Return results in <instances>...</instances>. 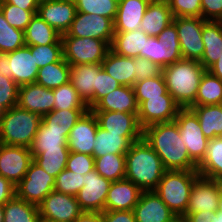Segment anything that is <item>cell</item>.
I'll use <instances>...</instances> for the list:
<instances>
[{"instance_id":"cell-42","label":"cell","mask_w":222,"mask_h":222,"mask_svg":"<svg viewBox=\"0 0 222 222\" xmlns=\"http://www.w3.org/2000/svg\"><path fill=\"white\" fill-rule=\"evenodd\" d=\"M70 150H45L39 155H33V160L40 165L49 175L56 178V176L66 169Z\"/></svg>"},{"instance_id":"cell-34","label":"cell","mask_w":222,"mask_h":222,"mask_svg":"<svg viewBox=\"0 0 222 222\" xmlns=\"http://www.w3.org/2000/svg\"><path fill=\"white\" fill-rule=\"evenodd\" d=\"M200 176L222 181V136L209 139L207 152L197 166Z\"/></svg>"},{"instance_id":"cell-48","label":"cell","mask_w":222,"mask_h":222,"mask_svg":"<svg viewBox=\"0 0 222 222\" xmlns=\"http://www.w3.org/2000/svg\"><path fill=\"white\" fill-rule=\"evenodd\" d=\"M31 54L34 55L38 68H41L50 63L59 62L63 58L62 44L31 46Z\"/></svg>"},{"instance_id":"cell-38","label":"cell","mask_w":222,"mask_h":222,"mask_svg":"<svg viewBox=\"0 0 222 222\" xmlns=\"http://www.w3.org/2000/svg\"><path fill=\"white\" fill-rule=\"evenodd\" d=\"M222 104V80L206 70L200 80L195 102L192 105Z\"/></svg>"},{"instance_id":"cell-63","label":"cell","mask_w":222,"mask_h":222,"mask_svg":"<svg viewBox=\"0 0 222 222\" xmlns=\"http://www.w3.org/2000/svg\"><path fill=\"white\" fill-rule=\"evenodd\" d=\"M217 212L222 213V188H221V191H220Z\"/></svg>"},{"instance_id":"cell-17","label":"cell","mask_w":222,"mask_h":222,"mask_svg":"<svg viewBox=\"0 0 222 222\" xmlns=\"http://www.w3.org/2000/svg\"><path fill=\"white\" fill-rule=\"evenodd\" d=\"M180 109L171 95L149 98L138 106V121L142 129L157 123L172 122Z\"/></svg>"},{"instance_id":"cell-54","label":"cell","mask_w":222,"mask_h":222,"mask_svg":"<svg viewBox=\"0 0 222 222\" xmlns=\"http://www.w3.org/2000/svg\"><path fill=\"white\" fill-rule=\"evenodd\" d=\"M204 20L222 21V0H201Z\"/></svg>"},{"instance_id":"cell-23","label":"cell","mask_w":222,"mask_h":222,"mask_svg":"<svg viewBox=\"0 0 222 222\" xmlns=\"http://www.w3.org/2000/svg\"><path fill=\"white\" fill-rule=\"evenodd\" d=\"M103 69L102 64H77L70 69L69 82L79 96L91 109L94 106V92L97 90V75Z\"/></svg>"},{"instance_id":"cell-56","label":"cell","mask_w":222,"mask_h":222,"mask_svg":"<svg viewBox=\"0 0 222 222\" xmlns=\"http://www.w3.org/2000/svg\"><path fill=\"white\" fill-rule=\"evenodd\" d=\"M16 195L15 185L0 175V205H4Z\"/></svg>"},{"instance_id":"cell-18","label":"cell","mask_w":222,"mask_h":222,"mask_svg":"<svg viewBox=\"0 0 222 222\" xmlns=\"http://www.w3.org/2000/svg\"><path fill=\"white\" fill-rule=\"evenodd\" d=\"M76 12L74 0H41L37 15L62 35L70 29Z\"/></svg>"},{"instance_id":"cell-13","label":"cell","mask_w":222,"mask_h":222,"mask_svg":"<svg viewBox=\"0 0 222 222\" xmlns=\"http://www.w3.org/2000/svg\"><path fill=\"white\" fill-rule=\"evenodd\" d=\"M38 208L42 219L54 222H73L83 212L76 196L56 190L49 193Z\"/></svg>"},{"instance_id":"cell-50","label":"cell","mask_w":222,"mask_h":222,"mask_svg":"<svg viewBox=\"0 0 222 222\" xmlns=\"http://www.w3.org/2000/svg\"><path fill=\"white\" fill-rule=\"evenodd\" d=\"M66 169L77 174L85 175L95 169L94 157L84 153L70 152Z\"/></svg>"},{"instance_id":"cell-46","label":"cell","mask_w":222,"mask_h":222,"mask_svg":"<svg viewBox=\"0 0 222 222\" xmlns=\"http://www.w3.org/2000/svg\"><path fill=\"white\" fill-rule=\"evenodd\" d=\"M0 10L4 14L7 23L20 30H25L38 10H23L12 4L0 0Z\"/></svg>"},{"instance_id":"cell-2","label":"cell","mask_w":222,"mask_h":222,"mask_svg":"<svg viewBox=\"0 0 222 222\" xmlns=\"http://www.w3.org/2000/svg\"><path fill=\"white\" fill-rule=\"evenodd\" d=\"M166 171L160 157L144 138L133 142L125 154V178L142 191H154Z\"/></svg>"},{"instance_id":"cell-45","label":"cell","mask_w":222,"mask_h":222,"mask_svg":"<svg viewBox=\"0 0 222 222\" xmlns=\"http://www.w3.org/2000/svg\"><path fill=\"white\" fill-rule=\"evenodd\" d=\"M119 0H74L77 12L110 18L116 17Z\"/></svg>"},{"instance_id":"cell-1","label":"cell","mask_w":222,"mask_h":222,"mask_svg":"<svg viewBox=\"0 0 222 222\" xmlns=\"http://www.w3.org/2000/svg\"><path fill=\"white\" fill-rule=\"evenodd\" d=\"M143 138L160 157L166 170H197L179 134L175 121L143 129Z\"/></svg>"},{"instance_id":"cell-30","label":"cell","mask_w":222,"mask_h":222,"mask_svg":"<svg viewBox=\"0 0 222 222\" xmlns=\"http://www.w3.org/2000/svg\"><path fill=\"white\" fill-rule=\"evenodd\" d=\"M204 52L199 62L207 70L222 55V21L206 20L203 23Z\"/></svg>"},{"instance_id":"cell-19","label":"cell","mask_w":222,"mask_h":222,"mask_svg":"<svg viewBox=\"0 0 222 222\" xmlns=\"http://www.w3.org/2000/svg\"><path fill=\"white\" fill-rule=\"evenodd\" d=\"M98 121L91 109L85 112L70 130L67 146L70 152L93 154Z\"/></svg>"},{"instance_id":"cell-36","label":"cell","mask_w":222,"mask_h":222,"mask_svg":"<svg viewBox=\"0 0 222 222\" xmlns=\"http://www.w3.org/2000/svg\"><path fill=\"white\" fill-rule=\"evenodd\" d=\"M4 222H40L39 208L16 195L3 205Z\"/></svg>"},{"instance_id":"cell-6","label":"cell","mask_w":222,"mask_h":222,"mask_svg":"<svg viewBox=\"0 0 222 222\" xmlns=\"http://www.w3.org/2000/svg\"><path fill=\"white\" fill-rule=\"evenodd\" d=\"M63 58L70 65L101 64L110 45L103 40L80 37H61Z\"/></svg>"},{"instance_id":"cell-15","label":"cell","mask_w":222,"mask_h":222,"mask_svg":"<svg viewBox=\"0 0 222 222\" xmlns=\"http://www.w3.org/2000/svg\"><path fill=\"white\" fill-rule=\"evenodd\" d=\"M222 181L198 176L192 186L188 207L182 217L201 211L217 212Z\"/></svg>"},{"instance_id":"cell-14","label":"cell","mask_w":222,"mask_h":222,"mask_svg":"<svg viewBox=\"0 0 222 222\" xmlns=\"http://www.w3.org/2000/svg\"><path fill=\"white\" fill-rule=\"evenodd\" d=\"M84 186L76 195L77 202L83 212L105 211V202L111 181L102 177L96 170L84 175Z\"/></svg>"},{"instance_id":"cell-43","label":"cell","mask_w":222,"mask_h":222,"mask_svg":"<svg viewBox=\"0 0 222 222\" xmlns=\"http://www.w3.org/2000/svg\"><path fill=\"white\" fill-rule=\"evenodd\" d=\"M52 90L54 94L53 110L89 109L70 82Z\"/></svg>"},{"instance_id":"cell-21","label":"cell","mask_w":222,"mask_h":222,"mask_svg":"<svg viewBox=\"0 0 222 222\" xmlns=\"http://www.w3.org/2000/svg\"><path fill=\"white\" fill-rule=\"evenodd\" d=\"M17 105L20 108L44 116L53 111V90L45 88L36 82L19 86Z\"/></svg>"},{"instance_id":"cell-35","label":"cell","mask_w":222,"mask_h":222,"mask_svg":"<svg viewBox=\"0 0 222 222\" xmlns=\"http://www.w3.org/2000/svg\"><path fill=\"white\" fill-rule=\"evenodd\" d=\"M70 131L49 130L42 122L30 147L32 155H39L45 150L68 149L67 140Z\"/></svg>"},{"instance_id":"cell-65","label":"cell","mask_w":222,"mask_h":222,"mask_svg":"<svg viewBox=\"0 0 222 222\" xmlns=\"http://www.w3.org/2000/svg\"><path fill=\"white\" fill-rule=\"evenodd\" d=\"M171 222H185L184 217H176Z\"/></svg>"},{"instance_id":"cell-7","label":"cell","mask_w":222,"mask_h":222,"mask_svg":"<svg viewBox=\"0 0 222 222\" xmlns=\"http://www.w3.org/2000/svg\"><path fill=\"white\" fill-rule=\"evenodd\" d=\"M38 70L31 46L0 52V74L12 78L18 86L35 83Z\"/></svg>"},{"instance_id":"cell-4","label":"cell","mask_w":222,"mask_h":222,"mask_svg":"<svg viewBox=\"0 0 222 222\" xmlns=\"http://www.w3.org/2000/svg\"><path fill=\"white\" fill-rule=\"evenodd\" d=\"M41 122L39 114L13 106L0 117V143L30 148Z\"/></svg>"},{"instance_id":"cell-66","label":"cell","mask_w":222,"mask_h":222,"mask_svg":"<svg viewBox=\"0 0 222 222\" xmlns=\"http://www.w3.org/2000/svg\"><path fill=\"white\" fill-rule=\"evenodd\" d=\"M40 222H54V221L45 220V219H42V218H41V221H40Z\"/></svg>"},{"instance_id":"cell-3","label":"cell","mask_w":222,"mask_h":222,"mask_svg":"<svg viewBox=\"0 0 222 222\" xmlns=\"http://www.w3.org/2000/svg\"><path fill=\"white\" fill-rule=\"evenodd\" d=\"M204 66L197 60L181 59L162 68L168 93L181 108H189L196 99Z\"/></svg>"},{"instance_id":"cell-33","label":"cell","mask_w":222,"mask_h":222,"mask_svg":"<svg viewBox=\"0 0 222 222\" xmlns=\"http://www.w3.org/2000/svg\"><path fill=\"white\" fill-rule=\"evenodd\" d=\"M26 46L62 44L61 35L37 14L24 30Z\"/></svg>"},{"instance_id":"cell-12","label":"cell","mask_w":222,"mask_h":222,"mask_svg":"<svg viewBox=\"0 0 222 222\" xmlns=\"http://www.w3.org/2000/svg\"><path fill=\"white\" fill-rule=\"evenodd\" d=\"M205 21L200 17H175L173 19L183 59L199 61L202 58L204 52L202 29Z\"/></svg>"},{"instance_id":"cell-44","label":"cell","mask_w":222,"mask_h":222,"mask_svg":"<svg viewBox=\"0 0 222 222\" xmlns=\"http://www.w3.org/2000/svg\"><path fill=\"white\" fill-rule=\"evenodd\" d=\"M24 46V31L10 26L0 10V52L8 53Z\"/></svg>"},{"instance_id":"cell-32","label":"cell","mask_w":222,"mask_h":222,"mask_svg":"<svg viewBox=\"0 0 222 222\" xmlns=\"http://www.w3.org/2000/svg\"><path fill=\"white\" fill-rule=\"evenodd\" d=\"M189 108L198 117L200 128L207 139L222 136V104L191 105Z\"/></svg>"},{"instance_id":"cell-26","label":"cell","mask_w":222,"mask_h":222,"mask_svg":"<svg viewBox=\"0 0 222 222\" xmlns=\"http://www.w3.org/2000/svg\"><path fill=\"white\" fill-rule=\"evenodd\" d=\"M173 19L167 0H151L141 21L140 30L149 36L157 37Z\"/></svg>"},{"instance_id":"cell-11","label":"cell","mask_w":222,"mask_h":222,"mask_svg":"<svg viewBox=\"0 0 222 222\" xmlns=\"http://www.w3.org/2000/svg\"><path fill=\"white\" fill-rule=\"evenodd\" d=\"M61 37L100 39L111 46L114 37V22L104 16L76 12L70 29Z\"/></svg>"},{"instance_id":"cell-49","label":"cell","mask_w":222,"mask_h":222,"mask_svg":"<svg viewBox=\"0 0 222 222\" xmlns=\"http://www.w3.org/2000/svg\"><path fill=\"white\" fill-rule=\"evenodd\" d=\"M169 8L175 17L202 18L201 0H167Z\"/></svg>"},{"instance_id":"cell-16","label":"cell","mask_w":222,"mask_h":222,"mask_svg":"<svg viewBox=\"0 0 222 222\" xmlns=\"http://www.w3.org/2000/svg\"><path fill=\"white\" fill-rule=\"evenodd\" d=\"M32 161L30 148L0 143V175L15 186L23 179Z\"/></svg>"},{"instance_id":"cell-10","label":"cell","mask_w":222,"mask_h":222,"mask_svg":"<svg viewBox=\"0 0 222 222\" xmlns=\"http://www.w3.org/2000/svg\"><path fill=\"white\" fill-rule=\"evenodd\" d=\"M54 187L55 178L33 160L23 179L15 186V191L19 199L38 206Z\"/></svg>"},{"instance_id":"cell-22","label":"cell","mask_w":222,"mask_h":222,"mask_svg":"<svg viewBox=\"0 0 222 222\" xmlns=\"http://www.w3.org/2000/svg\"><path fill=\"white\" fill-rule=\"evenodd\" d=\"M133 212L136 222H171L177 217L155 191H142Z\"/></svg>"},{"instance_id":"cell-55","label":"cell","mask_w":222,"mask_h":222,"mask_svg":"<svg viewBox=\"0 0 222 222\" xmlns=\"http://www.w3.org/2000/svg\"><path fill=\"white\" fill-rule=\"evenodd\" d=\"M103 222H136L133 210H105Z\"/></svg>"},{"instance_id":"cell-53","label":"cell","mask_w":222,"mask_h":222,"mask_svg":"<svg viewBox=\"0 0 222 222\" xmlns=\"http://www.w3.org/2000/svg\"><path fill=\"white\" fill-rule=\"evenodd\" d=\"M19 86L4 85L0 87V107L6 111L18 103Z\"/></svg>"},{"instance_id":"cell-24","label":"cell","mask_w":222,"mask_h":222,"mask_svg":"<svg viewBox=\"0 0 222 222\" xmlns=\"http://www.w3.org/2000/svg\"><path fill=\"white\" fill-rule=\"evenodd\" d=\"M142 190L124 178L111 183L107 193L105 210H133Z\"/></svg>"},{"instance_id":"cell-67","label":"cell","mask_w":222,"mask_h":222,"mask_svg":"<svg viewBox=\"0 0 222 222\" xmlns=\"http://www.w3.org/2000/svg\"><path fill=\"white\" fill-rule=\"evenodd\" d=\"M4 110L0 107V117L2 116Z\"/></svg>"},{"instance_id":"cell-47","label":"cell","mask_w":222,"mask_h":222,"mask_svg":"<svg viewBox=\"0 0 222 222\" xmlns=\"http://www.w3.org/2000/svg\"><path fill=\"white\" fill-rule=\"evenodd\" d=\"M83 182L84 175L64 169L55 178L54 190L67 195L76 196L84 186Z\"/></svg>"},{"instance_id":"cell-40","label":"cell","mask_w":222,"mask_h":222,"mask_svg":"<svg viewBox=\"0 0 222 222\" xmlns=\"http://www.w3.org/2000/svg\"><path fill=\"white\" fill-rule=\"evenodd\" d=\"M95 170L111 182L125 178V154L108 153L94 158Z\"/></svg>"},{"instance_id":"cell-61","label":"cell","mask_w":222,"mask_h":222,"mask_svg":"<svg viewBox=\"0 0 222 222\" xmlns=\"http://www.w3.org/2000/svg\"><path fill=\"white\" fill-rule=\"evenodd\" d=\"M4 85H17L12 78L0 74V87Z\"/></svg>"},{"instance_id":"cell-25","label":"cell","mask_w":222,"mask_h":222,"mask_svg":"<svg viewBox=\"0 0 222 222\" xmlns=\"http://www.w3.org/2000/svg\"><path fill=\"white\" fill-rule=\"evenodd\" d=\"M151 0H119L114 32L139 30L141 21Z\"/></svg>"},{"instance_id":"cell-9","label":"cell","mask_w":222,"mask_h":222,"mask_svg":"<svg viewBox=\"0 0 222 222\" xmlns=\"http://www.w3.org/2000/svg\"><path fill=\"white\" fill-rule=\"evenodd\" d=\"M174 121L191 160L198 166L206 155L209 140L200 128L198 117L190 108H181Z\"/></svg>"},{"instance_id":"cell-57","label":"cell","mask_w":222,"mask_h":222,"mask_svg":"<svg viewBox=\"0 0 222 222\" xmlns=\"http://www.w3.org/2000/svg\"><path fill=\"white\" fill-rule=\"evenodd\" d=\"M23 10H38L40 0H3Z\"/></svg>"},{"instance_id":"cell-5","label":"cell","mask_w":222,"mask_h":222,"mask_svg":"<svg viewBox=\"0 0 222 222\" xmlns=\"http://www.w3.org/2000/svg\"><path fill=\"white\" fill-rule=\"evenodd\" d=\"M198 176L197 170H167L154 191L177 217H182Z\"/></svg>"},{"instance_id":"cell-62","label":"cell","mask_w":222,"mask_h":222,"mask_svg":"<svg viewBox=\"0 0 222 222\" xmlns=\"http://www.w3.org/2000/svg\"><path fill=\"white\" fill-rule=\"evenodd\" d=\"M211 222H222V213L221 212L214 213L211 218Z\"/></svg>"},{"instance_id":"cell-20","label":"cell","mask_w":222,"mask_h":222,"mask_svg":"<svg viewBox=\"0 0 222 222\" xmlns=\"http://www.w3.org/2000/svg\"><path fill=\"white\" fill-rule=\"evenodd\" d=\"M98 125L110 133L121 136H143L138 114L117 111H93Z\"/></svg>"},{"instance_id":"cell-58","label":"cell","mask_w":222,"mask_h":222,"mask_svg":"<svg viewBox=\"0 0 222 222\" xmlns=\"http://www.w3.org/2000/svg\"><path fill=\"white\" fill-rule=\"evenodd\" d=\"M215 212L201 211L198 213H191L184 217L185 222H211V218Z\"/></svg>"},{"instance_id":"cell-31","label":"cell","mask_w":222,"mask_h":222,"mask_svg":"<svg viewBox=\"0 0 222 222\" xmlns=\"http://www.w3.org/2000/svg\"><path fill=\"white\" fill-rule=\"evenodd\" d=\"M149 35L142 30L114 32L111 50L124 57L144 58V46Z\"/></svg>"},{"instance_id":"cell-52","label":"cell","mask_w":222,"mask_h":222,"mask_svg":"<svg viewBox=\"0 0 222 222\" xmlns=\"http://www.w3.org/2000/svg\"><path fill=\"white\" fill-rule=\"evenodd\" d=\"M121 84L108 75L103 69L97 75V90L94 92V105L105 95L112 92Z\"/></svg>"},{"instance_id":"cell-59","label":"cell","mask_w":222,"mask_h":222,"mask_svg":"<svg viewBox=\"0 0 222 222\" xmlns=\"http://www.w3.org/2000/svg\"><path fill=\"white\" fill-rule=\"evenodd\" d=\"M73 222H103L102 213L82 212Z\"/></svg>"},{"instance_id":"cell-39","label":"cell","mask_w":222,"mask_h":222,"mask_svg":"<svg viewBox=\"0 0 222 222\" xmlns=\"http://www.w3.org/2000/svg\"><path fill=\"white\" fill-rule=\"evenodd\" d=\"M89 109L53 110L42 116V123L49 130L70 131L80 117Z\"/></svg>"},{"instance_id":"cell-51","label":"cell","mask_w":222,"mask_h":222,"mask_svg":"<svg viewBox=\"0 0 222 222\" xmlns=\"http://www.w3.org/2000/svg\"><path fill=\"white\" fill-rule=\"evenodd\" d=\"M161 73L162 68L158 64L142 57L136 58L135 82L147 78L157 77Z\"/></svg>"},{"instance_id":"cell-29","label":"cell","mask_w":222,"mask_h":222,"mask_svg":"<svg viewBox=\"0 0 222 222\" xmlns=\"http://www.w3.org/2000/svg\"><path fill=\"white\" fill-rule=\"evenodd\" d=\"M101 64L121 85L132 87L135 84L136 58L118 55L110 49Z\"/></svg>"},{"instance_id":"cell-28","label":"cell","mask_w":222,"mask_h":222,"mask_svg":"<svg viewBox=\"0 0 222 222\" xmlns=\"http://www.w3.org/2000/svg\"><path fill=\"white\" fill-rule=\"evenodd\" d=\"M92 111H117L138 114V104L133 87L121 85L102 97Z\"/></svg>"},{"instance_id":"cell-27","label":"cell","mask_w":222,"mask_h":222,"mask_svg":"<svg viewBox=\"0 0 222 222\" xmlns=\"http://www.w3.org/2000/svg\"><path fill=\"white\" fill-rule=\"evenodd\" d=\"M141 138L143 136H121L120 134L110 133L98 125L92 156L96 158L108 153L126 154L131 144Z\"/></svg>"},{"instance_id":"cell-8","label":"cell","mask_w":222,"mask_h":222,"mask_svg":"<svg viewBox=\"0 0 222 222\" xmlns=\"http://www.w3.org/2000/svg\"><path fill=\"white\" fill-rule=\"evenodd\" d=\"M144 58L161 68L183 59L175 24L172 22L157 37L145 41Z\"/></svg>"},{"instance_id":"cell-64","label":"cell","mask_w":222,"mask_h":222,"mask_svg":"<svg viewBox=\"0 0 222 222\" xmlns=\"http://www.w3.org/2000/svg\"><path fill=\"white\" fill-rule=\"evenodd\" d=\"M4 209L3 205H0V222H4Z\"/></svg>"},{"instance_id":"cell-37","label":"cell","mask_w":222,"mask_h":222,"mask_svg":"<svg viewBox=\"0 0 222 222\" xmlns=\"http://www.w3.org/2000/svg\"><path fill=\"white\" fill-rule=\"evenodd\" d=\"M70 69L71 66L62 58L59 62L39 68L35 82L48 89L58 88L69 82Z\"/></svg>"},{"instance_id":"cell-60","label":"cell","mask_w":222,"mask_h":222,"mask_svg":"<svg viewBox=\"0 0 222 222\" xmlns=\"http://www.w3.org/2000/svg\"><path fill=\"white\" fill-rule=\"evenodd\" d=\"M211 74L222 80V55L219 59L207 69Z\"/></svg>"},{"instance_id":"cell-41","label":"cell","mask_w":222,"mask_h":222,"mask_svg":"<svg viewBox=\"0 0 222 222\" xmlns=\"http://www.w3.org/2000/svg\"><path fill=\"white\" fill-rule=\"evenodd\" d=\"M132 87L138 106L149 98L160 97L161 95H170L162 73L157 77L135 82Z\"/></svg>"}]
</instances>
